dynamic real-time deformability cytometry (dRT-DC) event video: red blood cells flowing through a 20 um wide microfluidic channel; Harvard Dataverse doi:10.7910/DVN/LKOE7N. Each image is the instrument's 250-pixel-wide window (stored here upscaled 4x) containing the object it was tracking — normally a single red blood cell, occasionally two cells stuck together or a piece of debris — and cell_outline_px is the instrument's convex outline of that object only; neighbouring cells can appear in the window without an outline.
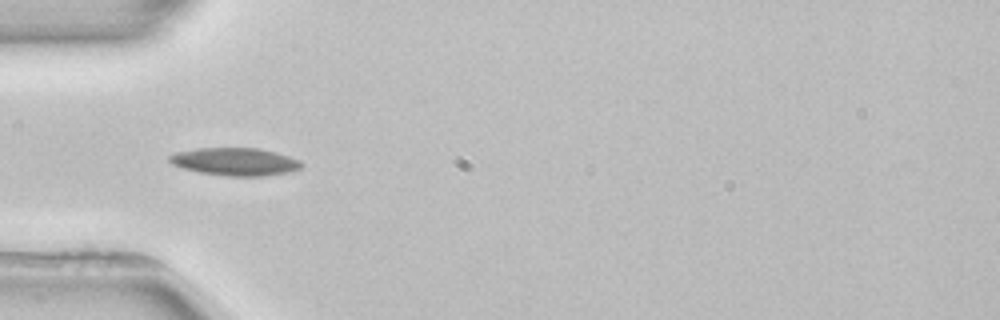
{"species": "common noctule bat (a hibernating species)", "species_latin": "Nyctalus noctula", "temperature_condition": "room temperature", "stored_images_in_passage": 4, "camera_frame_rate_fps": 3000, "um_per_image_px": 0.085, "animal": {"sex": "female", "body_mass_g": 22.7, "forearm_length_mm": 54.2}, "frame": {"image": 1, "passage_image": 3, "time_ms": 2.667, "image_size_px": [1000, 320], "cell_outline_px": [[304, 164], [300, 168], [288, 172], [264, 176], [228, 176], [200, 172], [184, 168], [172, 164], [168, 160], [168, 156], [176, 152], [196, 148], [260, 148], [276, 152], [300, 160]], "centroid_in_image_um": [19.99, 13.73], "position_along_channel_um": 65.0, "area_um2": 21.33}}